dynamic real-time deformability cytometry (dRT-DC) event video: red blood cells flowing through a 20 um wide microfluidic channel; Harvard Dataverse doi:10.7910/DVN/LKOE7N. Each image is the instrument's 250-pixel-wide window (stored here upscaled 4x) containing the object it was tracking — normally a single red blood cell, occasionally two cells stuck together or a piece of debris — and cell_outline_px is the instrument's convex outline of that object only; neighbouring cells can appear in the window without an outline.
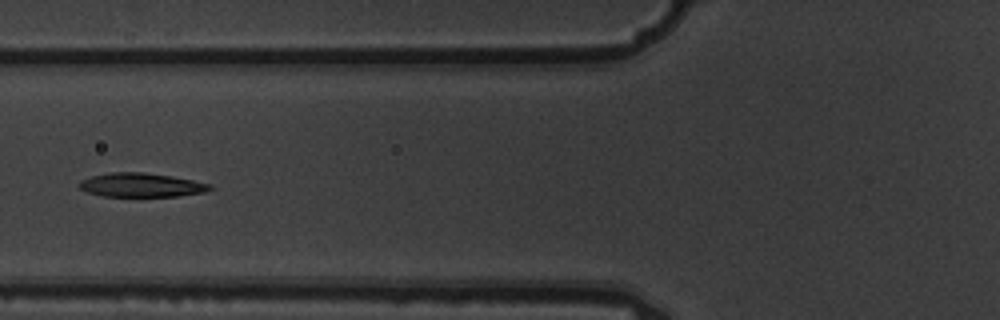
{"species": "common noctule bat (a hibernating species)", "species_latin": "Nyctalus noctula", "temperature_condition": "warm", "stored_images_in_passage": 8, "camera_frame_rate_fps": 3000, "um_per_image_px": 0.085, "animal": {"sex": "male", "body_mass_g": 19.5, "forearm_length_mm": 54.6}, "frame": {"image": 1, "passage_image": 7, "time_ms": 2.0, "image_size_px": [1000, 320], "cell_outline_px": [[212, 188], [204, 192], [176, 196], [104, 196], [88, 192], [80, 188], [76, 184], [80, 180], [92, 176], [108, 172], [144, 172], [172, 176], [212, 184]], "centroid_in_image_um": [11.97, 15.72], "position_along_channel_um": 113.8, "area_um2": 18.21}}
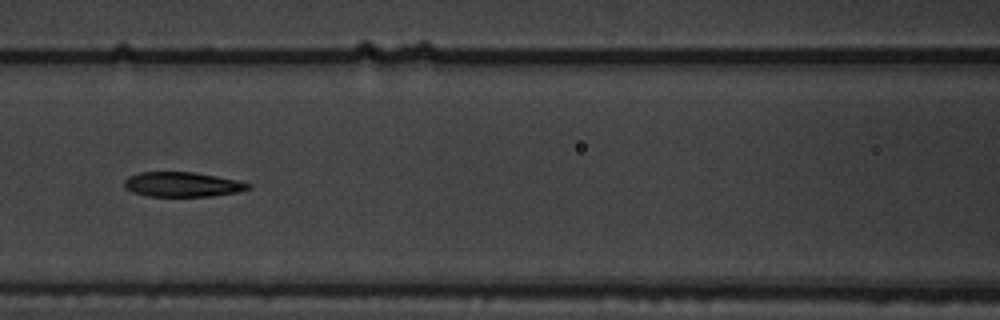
{"frame": {"image": 2, "passage_image": 8, "time_ms": 2.333, "image_size_px": [1000, 320], "cell_outline_px": [[252, 184], [248, 188], [236, 192], [212, 196], [148, 196], [132, 192], [124, 188], [124, 180], [128, 176], [140, 172], [192, 172], [216, 176], [236, 180]], "centroid_in_image_um": [15.44, 15.67], "position_along_channel_um": 151.2, "area_um2": 17.74}}